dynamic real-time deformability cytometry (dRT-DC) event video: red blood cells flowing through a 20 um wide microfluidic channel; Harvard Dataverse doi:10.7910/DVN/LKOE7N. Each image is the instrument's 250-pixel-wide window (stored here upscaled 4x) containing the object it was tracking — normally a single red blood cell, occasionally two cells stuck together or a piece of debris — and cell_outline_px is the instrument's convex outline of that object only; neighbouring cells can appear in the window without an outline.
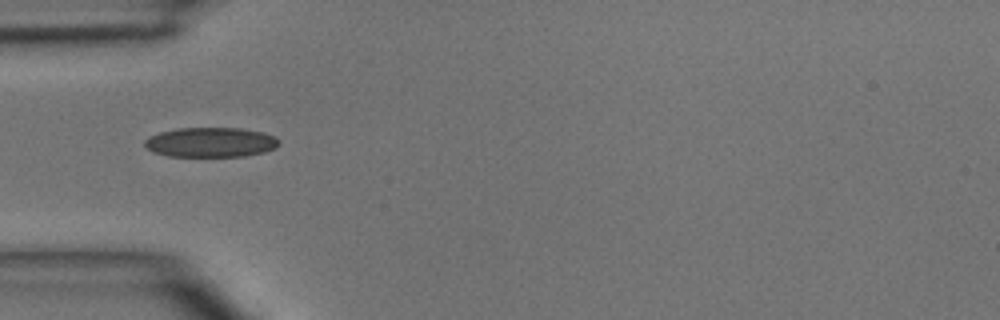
{"species": "common noctule bat (a hibernating species)", "species_latin": "Nyctalus noctula", "temperature_condition": "room temperature", "stored_images_in_passage": 1, "camera_frame_rate_fps": 3000, "um_per_image_px": 0.085, "animal": {"sex": "male", "body_mass_g": 15.6}, "frame": {"image": 1, "passage_image": 1, "time_ms": 0.0, "image_size_px": [1000, 320], "cell_outline_px": [[280, 140], [276, 148], [264, 152], [244, 156], [168, 156], [152, 152], [144, 144], [144, 140], [148, 136], [160, 132], [176, 128], [240, 128], [260, 132], [276, 136]], "centroid_in_image_um": [17.9, 12.09], "position_along_channel_um": 67.1, "area_um2": 23.35}}